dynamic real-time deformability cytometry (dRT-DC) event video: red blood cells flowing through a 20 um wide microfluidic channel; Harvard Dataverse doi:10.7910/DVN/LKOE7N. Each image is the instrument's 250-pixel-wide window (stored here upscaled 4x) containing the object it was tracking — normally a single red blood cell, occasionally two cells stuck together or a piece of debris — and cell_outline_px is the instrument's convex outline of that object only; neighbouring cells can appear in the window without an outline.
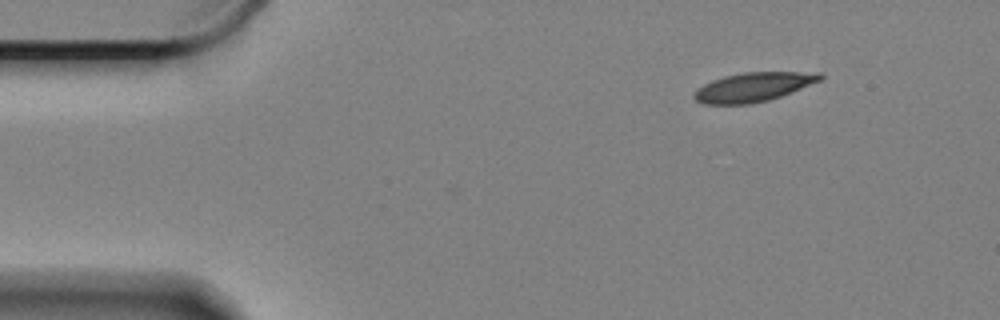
{"species": "Egyptian fruit bat (a non-hibernating species)", "species_latin": "Rousettus aegyptiacus", "temperature_condition": "cold", "stored_images_in_passage": 3, "camera_frame_rate_fps": 3000, "um_per_image_px": 0.085, "animal": {"sex": "female"}, "frame": {"image": 1, "passage_image": 3, "time_ms": 0.667, "image_size_px": [1000, 320], "cell_outline_px": [[824, 76], [820, 80], [780, 96], [768, 100], [748, 104], [704, 104], [696, 100], [692, 96], [696, 88], [712, 80], [724, 76], [744, 72], [820, 72]], "centroid_in_image_um": [63.99, 7.39], "position_along_channel_um": 21.0, "area_um2": 21.21}}